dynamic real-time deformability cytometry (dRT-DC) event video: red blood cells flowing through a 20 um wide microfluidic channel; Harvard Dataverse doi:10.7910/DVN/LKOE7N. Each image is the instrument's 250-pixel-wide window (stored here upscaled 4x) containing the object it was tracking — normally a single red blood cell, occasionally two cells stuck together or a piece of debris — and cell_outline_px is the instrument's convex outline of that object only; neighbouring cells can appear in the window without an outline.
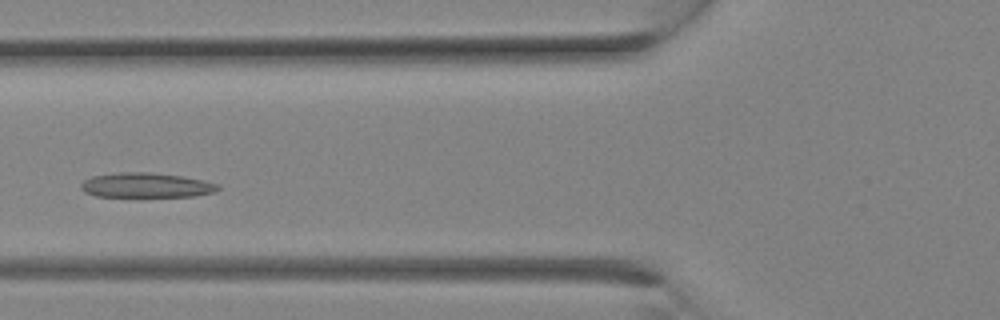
{"species": "Egyptian fruit bat (a non-hibernating species)", "species_latin": "Rousettus aegyptiacus", "temperature_condition": "room temperature", "stored_images_in_passage": 20, "camera_frame_rate_fps": 3000, "um_per_image_px": 0.085, "animal": {"sex": "female"}, "frame": {"image": 1, "passage_image": 3, "time_ms": 0.667, "image_size_px": [1000, 320], "cell_outline_px": [[220, 188], [212, 192], [196, 196], [96, 196], [84, 192], [80, 188], [80, 184], [84, 180], [92, 176], [120, 172], [152, 172], [184, 176], [204, 180], [220, 184]], "centroid_in_image_um": [12.43, 15.73], "position_along_channel_um": 113.4, "area_um2": 19.83}}
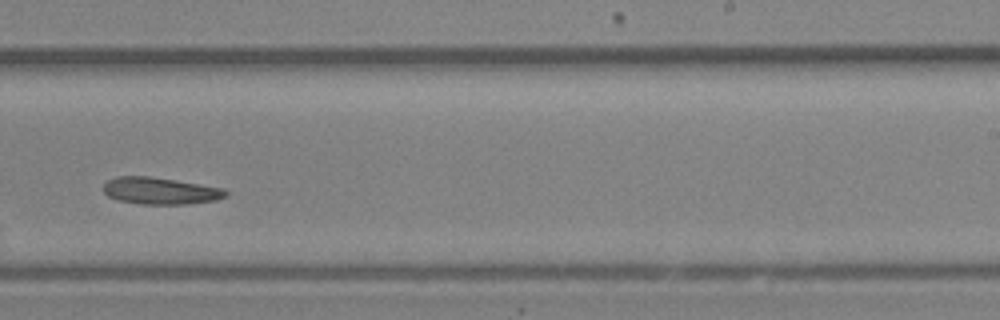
{"frame": {"image": 2, "passage_image": 10, "time_ms": 3.0, "image_size_px": [1000, 320], "cell_outline_px": [[228, 196], [216, 200], [188, 204], [140, 204], [116, 200], [108, 196], [104, 192], [104, 184], [108, 180], [116, 176], [148, 176], [176, 180], [224, 188], [228, 192]], "centroid_in_image_um": [13.63, 16.22], "position_along_channel_um": 275.4, "area_um2": 19.31}}
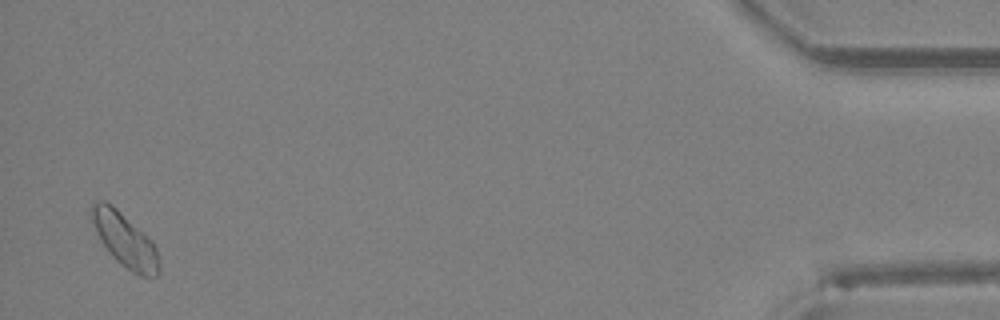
{"frame": {"image": 3, "passage_image": 20, "time_ms": 6.333, "image_size_px": [1000, 320], "cell_outline_px": [[160, 276], [140, 276], [132, 272], [120, 264], [112, 256], [100, 240], [96, 232], [92, 220], [92, 204], [96, 200], [104, 200], [112, 204], [156, 248], [160, 260]], "centroid_in_image_um": [10.6, 20.45], "position_along_channel_um": 424.6, "area_um2": 20.58}}